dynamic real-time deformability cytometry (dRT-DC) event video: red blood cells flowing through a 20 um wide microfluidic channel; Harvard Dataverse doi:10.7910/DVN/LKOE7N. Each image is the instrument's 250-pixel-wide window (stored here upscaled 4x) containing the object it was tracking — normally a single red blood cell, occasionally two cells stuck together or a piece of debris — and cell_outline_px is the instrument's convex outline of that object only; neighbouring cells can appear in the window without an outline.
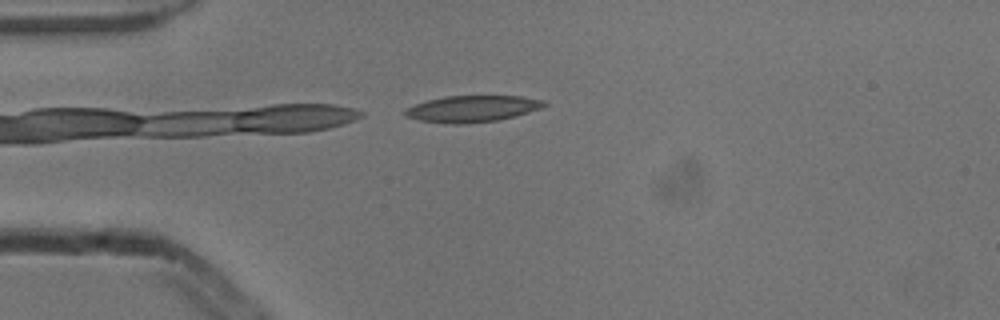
{"species": "common noctule bat (a hibernating species)", "species_latin": "Nyctalus noctula", "temperature_condition": "cold", "stored_images_in_passage": 5, "camera_frame_rate_fps": 3000, "um_per_image_px": 0.085, "animal": {"sex": "male", "body_mass_g": 13.3}, "frame": {"image": 1, "passage_image": 4, "time_ms": 1.0, "image_size_px": [1000, 320], "cell_outline_px": [[548, 104], [540, 108], [516, 116], [496, 120], [460, 124], [452, 124], [420, 120], [404, 116], [404, 108], [428, 100], [444, 96], [520, 96], [544, 100]], "centroid_in_image_um": [40.12, 9.24], "position_along_channel_um": 44.9, "area_um2": 21.33}}